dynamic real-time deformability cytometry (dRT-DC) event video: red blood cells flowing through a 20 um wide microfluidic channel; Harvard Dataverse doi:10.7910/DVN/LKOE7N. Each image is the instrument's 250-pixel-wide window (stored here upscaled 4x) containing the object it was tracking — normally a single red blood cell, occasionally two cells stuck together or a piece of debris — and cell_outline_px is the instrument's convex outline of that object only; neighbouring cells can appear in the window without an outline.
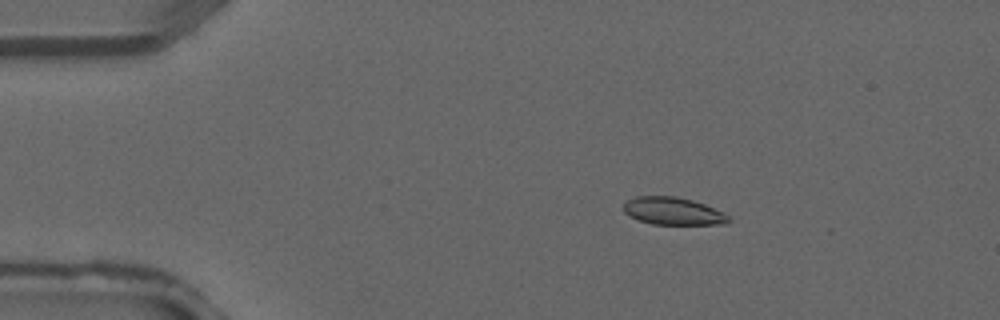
{"species": "common noctule bat (a hibernating species)", "species_latin": "Nyctalus noctula", "temperature_condition": "warm", "stored_images_in_passage": 3, "camera_frame_rate_fps": 3000, "um_per_image_px": 0.085, "animal": {"sex": "male", "forearm_length_mm": 52.5}, "frame": {"image": 1, "passage_image": 2, "time_ms": 0.333, "image_size_px": [1000, 320], "cell_outline_px": [[732, 220], [728, 224], [652, 224], [640, 220], [624, 212], [624, 204], [628, 200], [636, 196], [676, 196], [692, 200], [704, 204], [724, 212]], "centroid_in_image_um": [57.25, 17.94], "position_along_channel_um": 27.7, "area_um2": 16.76}}